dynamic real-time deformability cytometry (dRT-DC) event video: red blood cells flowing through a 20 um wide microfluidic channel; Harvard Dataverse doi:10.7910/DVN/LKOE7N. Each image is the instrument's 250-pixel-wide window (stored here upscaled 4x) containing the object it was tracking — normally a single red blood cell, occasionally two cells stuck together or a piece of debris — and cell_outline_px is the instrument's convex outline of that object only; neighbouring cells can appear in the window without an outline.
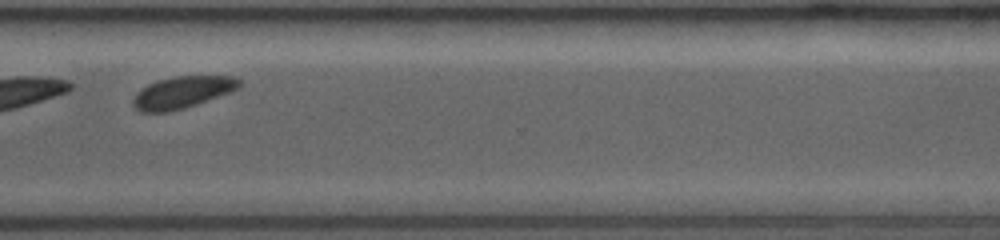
{"species": "common noctule bat (a hibernating species)", "species_latin": "Nyctalus noctula", "temperature_condition": "room temperature", "stored_images_in_passage": 28, "camera_frame_rate_fps": 3500, "um_per_image_px": 0.085, "animal": {"sex": "female", "body_mass_g": 19.0, "forearm_length_mm": 53.3}, "frame": {"image": 1, "passage_image": 24, "time_ms": 8.286, "image_size_px": [1000, 240], "cell_outline_px": [[240, 84], [236, 88], [228, 92], [196, 104], [184, 108], [168, 112], [140, 112], [132, 104], [132, 100], [148, 84], [160, 80], [176, 76], [232, 76], [240, 80]], "centroid_in_image_um": [15.48, 7.85], "position_along_channel_um": 355.1, "area_um2": 19.13}, "authors_computed_cell_mechanics": {"area_um2": 19.2763, "velocity_mm_per_s": 3.9116, "shape_relaxation_time_tau1_ms": null, "shape_relaxation_time_tau2_ms": 4.0974, "deformation_change_tau1": null, "deformation_change_tau2": 0.0817}}